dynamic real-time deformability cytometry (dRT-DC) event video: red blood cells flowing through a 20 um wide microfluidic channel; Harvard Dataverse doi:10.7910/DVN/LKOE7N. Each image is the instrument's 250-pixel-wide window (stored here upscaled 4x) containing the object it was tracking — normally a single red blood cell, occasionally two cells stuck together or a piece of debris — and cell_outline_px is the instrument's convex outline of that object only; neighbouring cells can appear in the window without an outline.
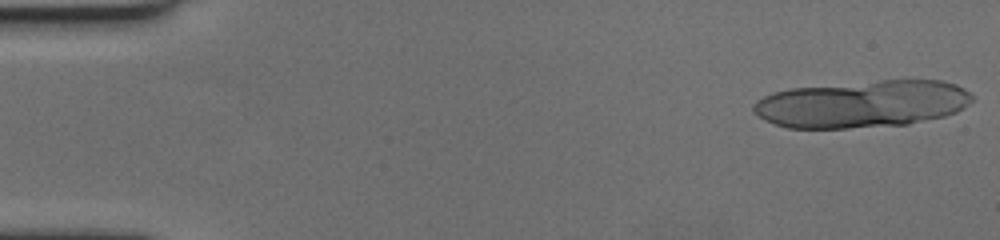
{"species": "human", "species_latin": "Homo sapiens", "temperature_condition": "cold", "stored_images_in_passage": 20, "camera_frame_rate_fps": 3000, "um_per_image_px": 0.085, "donor": {"sex": "female"}, "frame": {"image": 1, "passage_image": 1, "time_ms": 0.0, "image_size_px": [1000, 240], "cell_outline_px": [[972, 100], [956, 112], [944, 116], [908, 124], [848, 128], [788, 128], [776, 124], [760, 116], [752, 108], [752, 104], [756, 100], [764, 96], [776, 92], [792, 88], [880, 80], [944, 80], [956, 84], [964, 88], [972, 96]], "centroid_in_image_um": [73.31, 8.83], "position_along_channel_um": 11.7, "area_um2": 59.77}}